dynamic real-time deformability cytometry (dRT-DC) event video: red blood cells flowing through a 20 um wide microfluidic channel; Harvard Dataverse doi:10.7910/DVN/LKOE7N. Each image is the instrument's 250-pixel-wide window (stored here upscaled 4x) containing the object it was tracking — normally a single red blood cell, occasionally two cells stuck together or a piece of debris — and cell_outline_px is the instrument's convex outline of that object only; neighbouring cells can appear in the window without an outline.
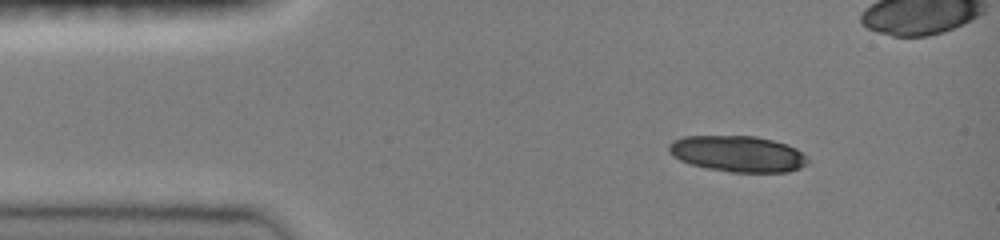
{"species": "common noctule bat (a hibernating species)", "species_latin": "Nyctalus noctula", "temperature_condition": "room temperature", "stored_images_in_passage": 42, "camera_frame_rate_fps": 3000, "um_per_image_px": 0.085, "animal": {"sex": "female", "body_mass_g": 19.0, "forearm_length_mm": 51.5}, "frame": {"image": 1, "passage_image": 1, "time_ms": 0.0, "image_size_px": [1000, 240], "cell_outline_px": [[808, 164], [800, 168], [788, 172], [728, 172], [708, 168], [692, 164], [680, 160], [672, 156], [668, 152], [668, 144], [672, 140], [684, 136], [756, 136], [788, 144], [796, 148], [808, 160]], "centroid_in_image_um": [62.69, 13.07], "position_along_channel_um": 22.3, "area_um2": 29.3}, "authors_computed_cell_mechanics": {"area_um2": 19.9988, "velocity_mm_per_s": 4.0077, "shape_relaxation_time_tau1_ms": 0.7978, "shape_relaxation_time_tau2_ms": null, "deformation_change_tau1": 0.2868, "deformation_change_tau2": null}}